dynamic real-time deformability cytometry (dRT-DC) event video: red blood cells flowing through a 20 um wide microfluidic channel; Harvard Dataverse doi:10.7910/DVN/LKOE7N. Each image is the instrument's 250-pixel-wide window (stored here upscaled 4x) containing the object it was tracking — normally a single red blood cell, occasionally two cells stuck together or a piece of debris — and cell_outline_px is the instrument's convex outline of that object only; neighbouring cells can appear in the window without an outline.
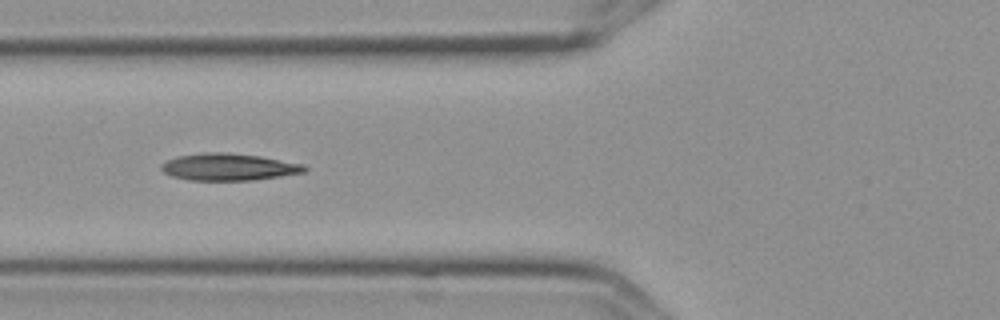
{"species": "Egyptian fruit bat (a non-hibernating species)", "species_latin": "Rousettus aegyptiacus", "temperature_condition": "cold", "stored_images_in_passage": 7, "camera_frame_rate_fps": 3000, "um_per_image_px": 0.085, "frame": {"image": 1, "passage_image": 6, "time_ms": 1.667, "image_size_px": [1000, 320], "cell_outline_px": [[308, 168], [304, 172], [280, 176], [252, 180], [188, 180], [172, 176], [164, 172], [160, 168], [160, 164], [176, 156], [204, 152], [224, 152], [260, 156], [304, 164]], "centroid_in_image_um": [19.41, 14.18], "position_along_channel_um": 106.4, "area_um2": 22.54}}
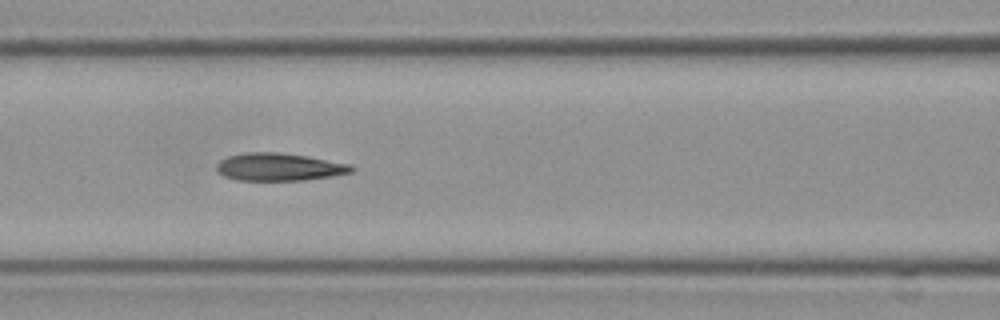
{"frame": {"image": 2, "passage_image": 7, "time_ms": 2.0, "image_size_px": [1000, 320], "cell_outline_px": [[356, 168], [352, 172], [332, 176], [304, 180], [236, 180], [224, 176], [216, 168], [216, 164], [220, 160], [228, 156], [244, 152], [280, 152], [308, 156], [352, 164]], "centroid_in_image_um": [23.75, 14.18], "position_along_channel_um": 142.8, "area_um2": 21.91}}